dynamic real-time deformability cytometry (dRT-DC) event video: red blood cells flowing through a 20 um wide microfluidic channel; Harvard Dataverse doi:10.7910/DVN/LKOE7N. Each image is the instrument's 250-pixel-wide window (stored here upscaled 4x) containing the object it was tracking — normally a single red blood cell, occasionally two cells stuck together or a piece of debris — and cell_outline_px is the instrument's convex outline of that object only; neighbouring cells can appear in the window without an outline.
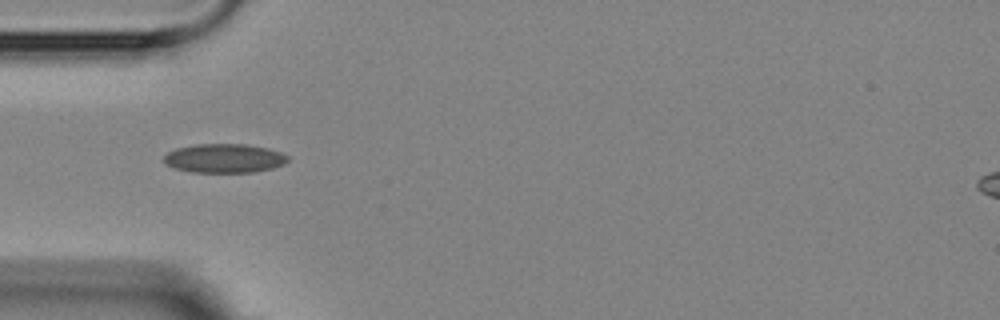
{"species": "Egyptian fruit bat (a non-hibernating species)", "species_latin": "Rousettus aegyptiacus", "temperature_condition": "room temperature", "stored_images_in_passage": 2, "camera_frame_rate_fps": 3000, "um_per_image_px": 0.085, "animal": {"sex": "female"}, "frame": {"image": 1, "passage_image": 1, "time_ms": 0.0, "image_size_px": [1000, 320], "cell_outline_px": [[288, 160], [284, 164], [272, 168], [252, 172], [192, 172], [176, 168], [164, 164], [164, 156], [168, 152], [176, 148], [196, 144], [248, 144], [268, 148], [280, 152], [288, 156]], "centroid_in_image_um": [19.06, 13.45], "position_along_channel_um": 65.9, "area_um2": 20.92}}
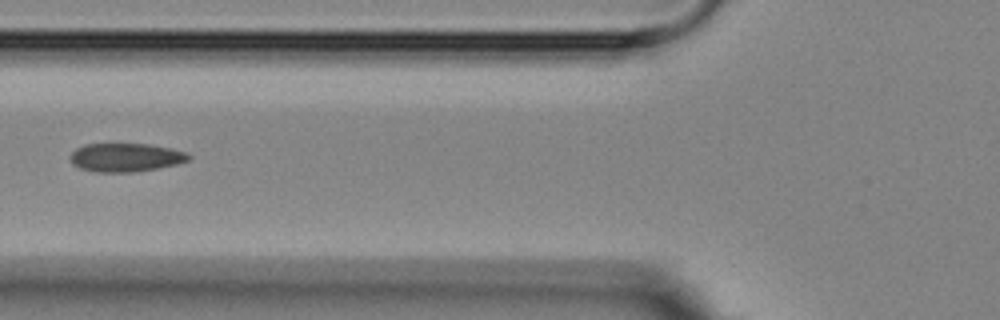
{"frame": {"image": 2, "passage_image": 2, "time_ms": 1.333, "image_size_px": [1000, 320], "cell_outline_px": [[192, 156], [188, 160], [176, 164], [156, 168], [132, 172], [96, 172], [80, 168], [72, 164], [68, 156], [76, 148], [84, 144], [148, 144], [172, 148], [184, 152]], "centroid_in_image_um": [10.64, 13.38], "position_along_channel_um": 115.2, "area_um2": 19.65}}